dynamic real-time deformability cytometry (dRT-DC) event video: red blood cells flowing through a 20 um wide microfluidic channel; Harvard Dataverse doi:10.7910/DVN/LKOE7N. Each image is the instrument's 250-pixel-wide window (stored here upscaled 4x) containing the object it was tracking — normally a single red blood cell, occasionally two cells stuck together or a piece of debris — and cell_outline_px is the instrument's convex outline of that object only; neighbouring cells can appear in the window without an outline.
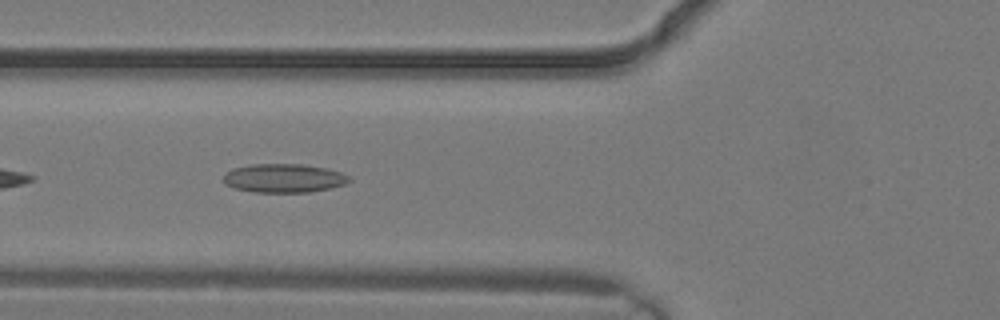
{"species": "common noctule bat (a hibernating species)", "species_latin": "Nyctalus noctula", "temperature_condition": "warm", "stored_images_in_passage": 5, "camera_frame_rate_fps": 3000, "um_per_image_px": 0.085, "animal": {"sex": "male", "body_mass_g": 19.2, "forearm_length_mm": 51.8}, "frame": {"image": 1, "passage_image": 5, "time_ms": 1.333, "image_size_px": [1000, 320], "cell_outline_px": [[352, 180], [344, 184], [328, 188], [308, 192], [252, 192], [236, 188], [224, 184], [224, 176], [232, 168], [248, 164], [304, 164], [328, 168], [340, 172], [348, 176]], "centroid_in_image_um": [24.12, 15.13], "position_along_channel_um": 101.7, "area_um2": 21.04}}